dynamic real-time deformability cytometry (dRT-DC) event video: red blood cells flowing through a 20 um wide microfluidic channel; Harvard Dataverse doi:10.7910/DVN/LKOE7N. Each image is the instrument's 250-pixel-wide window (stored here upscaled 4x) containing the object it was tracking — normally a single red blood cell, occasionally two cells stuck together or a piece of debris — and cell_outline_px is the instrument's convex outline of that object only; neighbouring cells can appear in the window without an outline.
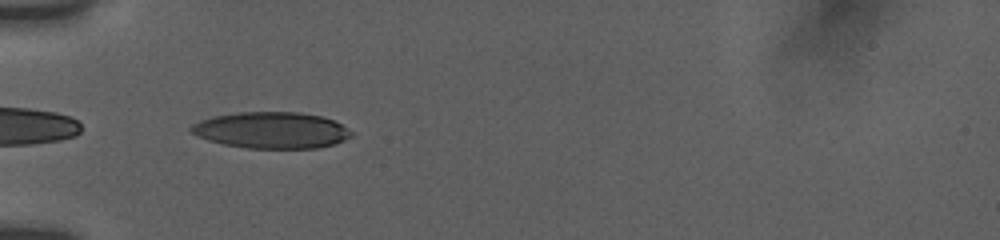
{"species": "human", "species_latin": "Homo sapiens", "temperature_condition": "room temperature", "stored_images_in_passage": 29, "camera_frame_rate_fps": 3000, "um_per_image_px": 0.085, "donor": {"sex": "female"}, "frame": {"image": 1, "passage_image": 1, "time_ms": 0.0, "image_size_px": [1000, 240], "cell_outline_px": [[352, 136], [344, 140], [332, 144], [316, 148], [248, 148], [224, 144], [208, 140], [196, 136], [188, 132], [188, 128], [192, 124], [200, 120], [212, 116], [240, 112], [300, 112], [320, 116], [332, 120], [340, 124], [352, 132]], "centroid_in_image_um": [23.01, 11.06], "position_along_channel_um": 62.0, "area_um2": 33.93}}
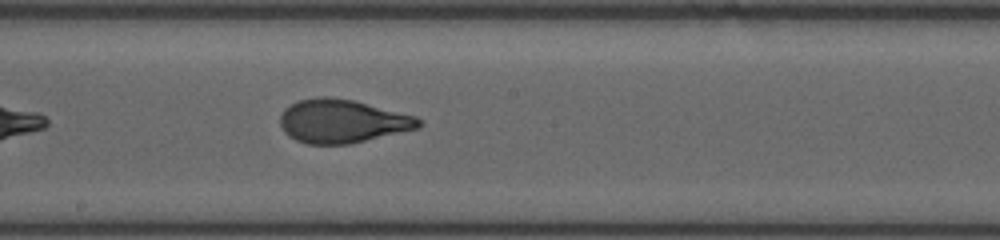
{"frame": {"image": 2, "passage_image": 11, "time_ms": 4.333, "image_size_px": [1000, 240], "cell_outline_px": [[424, 124], [420, 128], [348, 144], [308, 144], [296, 140], [288, 136], [284, 132], [280, 124], [280, 116], [284, 108], [300, 100], [320, 96], [328, 96], [352, 100], [416, 116]], "centroid_in_image_um": [29.08, 10.3], "position_along_channel_um": 219.1, "area_um2": 35.03}}
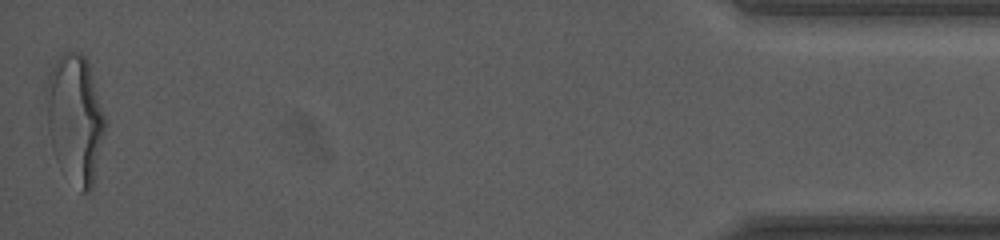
{"frame": {"image": 3, "passage_image": 29, "time_ms": 12.0, "image_size_px": [1000, 240], "cell_outline_px": [[104, 132], [92, 188], [88, 192], [80, 192], [56, 160], [52, 148], [48, 132], [44, 92], [44, 88], [48, 72], [56, 60], [64, 52], [80, 52], [88, 60], [104, 116]], "centroid_in_image_um": [6.33, 10.04], "position_along_channel_um": 428.9, "area_um2": 43.93}, "authors_computed_cell_mechanics": {"area_um2": 35.1424, "velocity_mm_per_s": 3.7833, "shape_relaxation_time_tau1_ms": 6.2697, "shape_relaxation_time_tau2_ms": 0.6697, "deformation_change_tau1": 0.2091, "deformation_change_tau2": 0.0688}}